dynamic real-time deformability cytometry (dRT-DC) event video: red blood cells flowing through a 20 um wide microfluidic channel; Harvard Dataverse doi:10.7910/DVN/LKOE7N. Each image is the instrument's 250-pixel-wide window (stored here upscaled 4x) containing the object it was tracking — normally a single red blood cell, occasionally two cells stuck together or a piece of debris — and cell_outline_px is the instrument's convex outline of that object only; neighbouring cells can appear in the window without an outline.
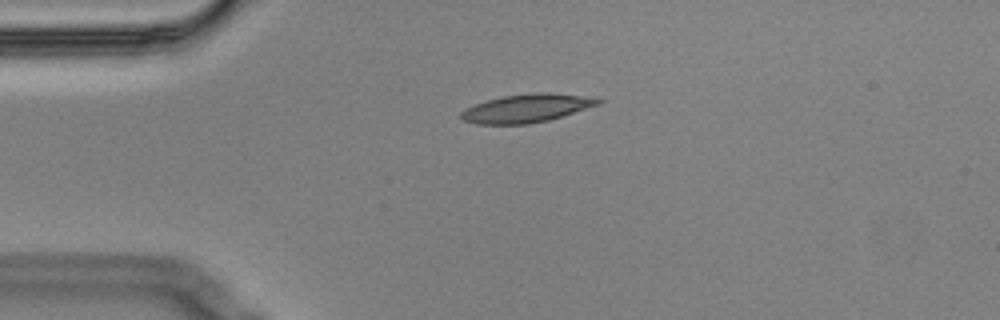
{"species": "Egyptian fruit bat (a non-hibernating species)", "species_latin": "Rousettus aegyptiacus", "temperature_condition": "cold", "stored_images_in_passage": 3, "camera_frame_rate_fps": 3000, "um_per_image_px": 0.085, "animal": {"sex": "male"}, "frame": {"image": 1, "passage_image": 1, "time_ms": 0.0, "image_size_px": [1000, 320], "cell_outline_px": [[604, 100], [600, 104], [548, 120], [528, 124], [476, 124], [464, 120], [460, 116], [460, 112], [464, 108], [488, 100], [504, 96], [536, 92], [548, 92], [580, 96]], "centroid_in_image_um": [44.72, 9.21], "position_along_channel_um": 40.3, "area_um2": 22.25}}
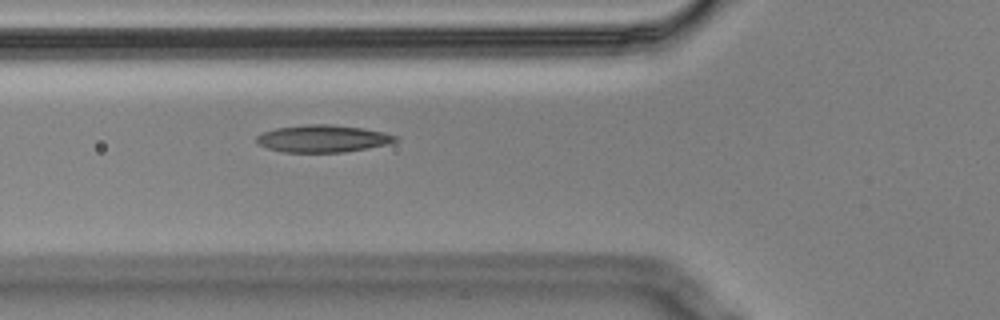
{"frame": {"image": 2, "passage_image": 3, "time_ms": 0.667, "image_size_px": [1000, 320], "cell_outline_px": [[400, 140], [388, 144], [368, 148], [344, 152], [284, 152], [268, 148], [256, 144], [256, 136], [260, 132], [276, 128], [308, 124], [332, 124], [360, 128], [384, 132], [396, 136]], "centroid_in_image_um": [27.41, 11.78], "position_along_channel_um": 98.4, "area_um2": 22.14}}